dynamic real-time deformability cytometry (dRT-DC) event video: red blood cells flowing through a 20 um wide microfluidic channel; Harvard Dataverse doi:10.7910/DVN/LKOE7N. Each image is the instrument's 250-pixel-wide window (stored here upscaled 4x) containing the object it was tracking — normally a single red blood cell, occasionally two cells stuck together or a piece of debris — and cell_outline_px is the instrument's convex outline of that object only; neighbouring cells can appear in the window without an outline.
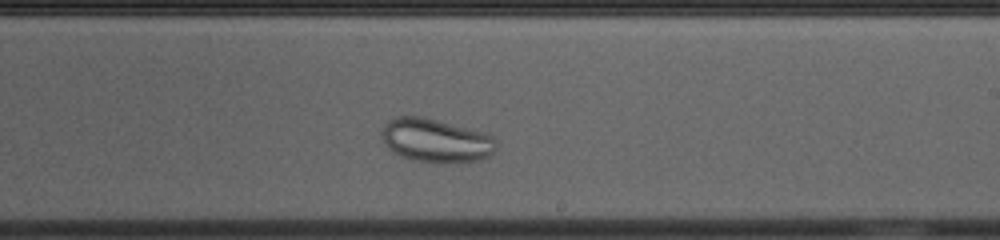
{"species": "common noctule bat (a hibernating species)", "species_latin": "Nyctalus noctula", "temperature_condition": "cold", "stored_images_in_passage": 31, "camera_frame_rate_fps": 3000, "um_per_image_px": 0.085, "animal": {"sex": "female", "body_mass_g": 23.0, "forearm_length_mm": 53.4}, "frame": {"image": 1, "passage_image": 18, "time_ms": 5.667, "image_size_px": [1000, 240], "cell_outline_px": [[496, 148], [484, 160], [416, 160], [392, 152], [384, 144], [380, 132], [384, 124], [388, 120], [396, 116], [424, 116], [484, 132], [492, 136], [496, 140]], "centroid_in_image_um": [37.01, 11.88], "position_along_channel_um": 252.0, "area_um2": 28.55}}
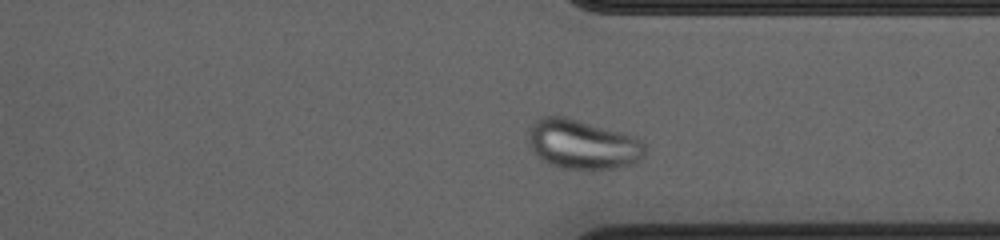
{"frame": {"image": 2, "passage_image": 27, "time_ms": 8.667, "image_size_px": [1000, 240], "cell_outline_px": [[648, 152], [644, 160], [636, 164], [620, 168], [592, 172], [580, 172], [560, 168], [544, 160], [532, 152], [528, 144], [528, 128], [540, 116], [564, 116], [636, 136], [644, 144]], "centroid_in_image_um": [49.58, 12.33], "position_along_channel_um": 361.8, "area_um2": 35.08}}